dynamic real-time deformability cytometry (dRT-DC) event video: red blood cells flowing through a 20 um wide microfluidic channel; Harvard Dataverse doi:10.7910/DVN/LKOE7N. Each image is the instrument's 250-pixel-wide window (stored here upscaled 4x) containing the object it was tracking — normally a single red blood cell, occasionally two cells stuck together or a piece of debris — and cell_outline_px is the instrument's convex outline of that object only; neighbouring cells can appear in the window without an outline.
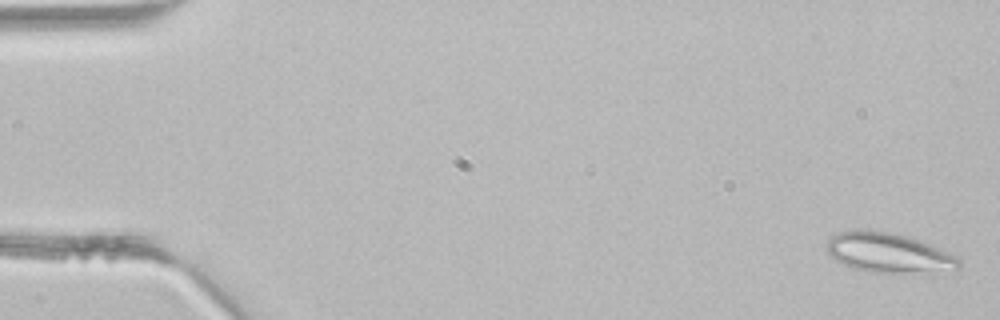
{"species": "common noctule bat (a hibernating species)", "species_latin": "Nyctalus noctula", "temperature_condition": "room temperature", "stored_images_in_passage": 3, "camera_frame_rate_fps": 3000, "um_per_image_px": 0.085, "animal": {"sex": "male", "body_mass_g": 21.5, "forearm_length_mm": 52.0}, "frame": {"image": 1, "passage_image": 1, "time_ms": 0.0, "image_size_px": [1000, 320], "cell_outline_px": [[960, 264], [956, 268], [932, 276], [872, 272], [856, 268], [836, 260], [828, 252], [824, 244], [832, 236], [840, 232], [856, 228], [876, 228], [908, 236], [920, 240], [960, 256]], "centroid_in_image_um": [75.62, 21.5], "position_along_channel_um": 9.4, "area_um2": 32.08}}